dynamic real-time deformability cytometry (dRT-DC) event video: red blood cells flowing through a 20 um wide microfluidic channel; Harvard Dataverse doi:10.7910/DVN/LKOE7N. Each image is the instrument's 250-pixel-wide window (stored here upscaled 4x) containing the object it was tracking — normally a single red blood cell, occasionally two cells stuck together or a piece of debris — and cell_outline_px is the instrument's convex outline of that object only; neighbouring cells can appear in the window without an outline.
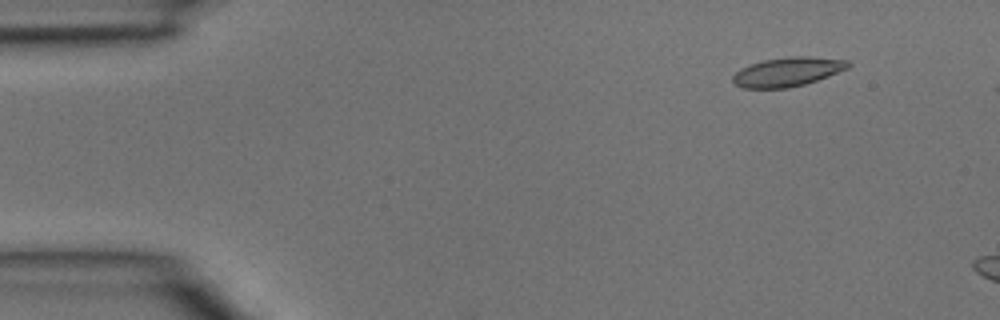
{"species": "common noctule bat (a hibernating species)", "species_latin": "Nyctalus noctula", "temperature_condition": "room temperature", "stored_images_in_passage": 4, "camera_frame_rate_fps": 3000, "um_per_image_px": 0.085, "animal": {"sex": "male", "body_mass_g": 15.6}, "frame": {"image": 1, "passage_image": 2, "time_ms": 0.333, "image_size_px": [1000, 320], "cell_outline_px": [[852, 64], [848, 68], [828, 76], [804, 84], [788, 88], [744, 88], [736, 84], [732, 80], [732, 76], [740, 68], [764, 60], [792, 56], [808, 56], [848, 60]], "centroid_in_image_um": [66.96, 6.1], "position_along_channel_um": 18.0, "area_um2": 19.42}}